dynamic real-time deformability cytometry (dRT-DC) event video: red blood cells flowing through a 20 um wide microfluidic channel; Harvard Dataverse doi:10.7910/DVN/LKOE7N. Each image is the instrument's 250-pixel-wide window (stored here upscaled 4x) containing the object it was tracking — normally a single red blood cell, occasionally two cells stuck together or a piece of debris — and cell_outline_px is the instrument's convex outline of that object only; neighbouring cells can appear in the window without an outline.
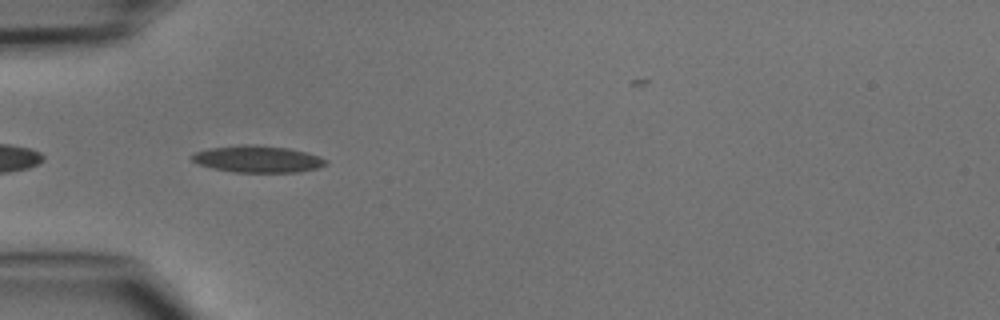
{"species": "common noctule bat (a hibernating species)", "species_latin": "Nyctalus noctula", "temperature_condition": "cold", "stored_images_in_passage": 7, "camera_frame_rate_fps": 3000, "um_per_image_px": 0.085, "animal": {"sex": "male", "body_mass_g": 15.6}, "frame": {"image": 1, "passage_image": 3, "time_ms": 0.667, "image_size_px": [1000, 320], "cell_outline_px": [[328, 164], [316, 168], [296, 172], [232, 172], [212, 168], [200, 164], [192, 160], [192, 156], [196, 152], [208, 148], [244, 144], [252, 144], [288, 148], [320, 156], [328, 160]], "centroid_in_image_um": [21.91, 13.52], "position_along_channel_um": 63.1, "area_um2": 20.81}}